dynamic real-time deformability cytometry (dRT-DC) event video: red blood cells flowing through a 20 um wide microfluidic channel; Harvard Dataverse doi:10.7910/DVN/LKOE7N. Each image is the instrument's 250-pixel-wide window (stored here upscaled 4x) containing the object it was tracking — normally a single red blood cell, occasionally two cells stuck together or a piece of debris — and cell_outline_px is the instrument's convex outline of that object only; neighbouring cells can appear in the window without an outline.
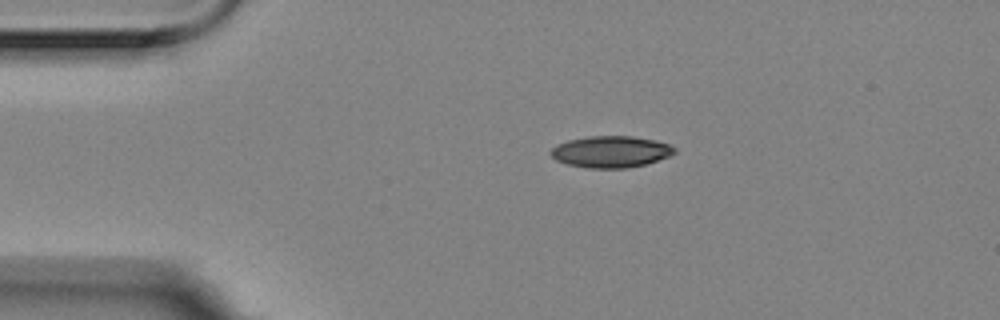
{"species": "Egyptian fruit bat (a non-hibernating species)", "species_latin": "Rousettus aegyptiacus", "temperature_condition": "room temperature", "stored_images_in_passage": 8, "camera_frame_rate_fps": 3000, "um_per_image_px": 0.085, "animal": {"sex": "female"}, "frame": {"image": 1, "passage_image": 1, "time_ms": 0.0, "image_size_px": [1000, 320], "cell_outline_px": [[676, 152], [668, 156], [644, 164], [628, 168], [588, 168], [568, 164], [556, 160], [548, 152], [556, 144], [568, 140], [588, 136], [632, 136], [656, 140], [668, 144], [676, 148]], "centroid_in_image_um": [51.89, 12.89], "position_along_channel_um": 33.1, "area_um2": 22.72}}
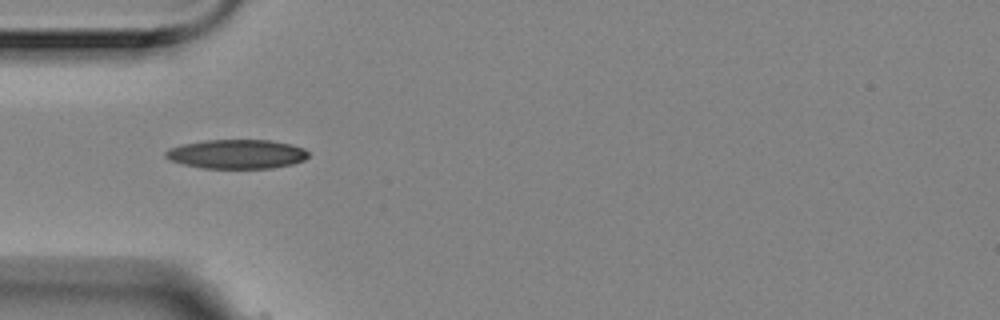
{"frame": {"image": 2, "passage_image": 7, "time_ms": 2.0, "image_size_px": [1000, 320], "cell_outline_px": [[308, 156], [304, 160], [292, 164], [272, 168], [204, 168], [184, 164], [172, 160], [164, 156], [164, 152], [168, 148], [184, 144], [204, 140], [268, 140], [288, 144], [304, 148], [308, 152]], "centroid_in_image_um": [20.12, 13.09], "position_along_channel_um": 64.9, "area_um2": 24.1}}